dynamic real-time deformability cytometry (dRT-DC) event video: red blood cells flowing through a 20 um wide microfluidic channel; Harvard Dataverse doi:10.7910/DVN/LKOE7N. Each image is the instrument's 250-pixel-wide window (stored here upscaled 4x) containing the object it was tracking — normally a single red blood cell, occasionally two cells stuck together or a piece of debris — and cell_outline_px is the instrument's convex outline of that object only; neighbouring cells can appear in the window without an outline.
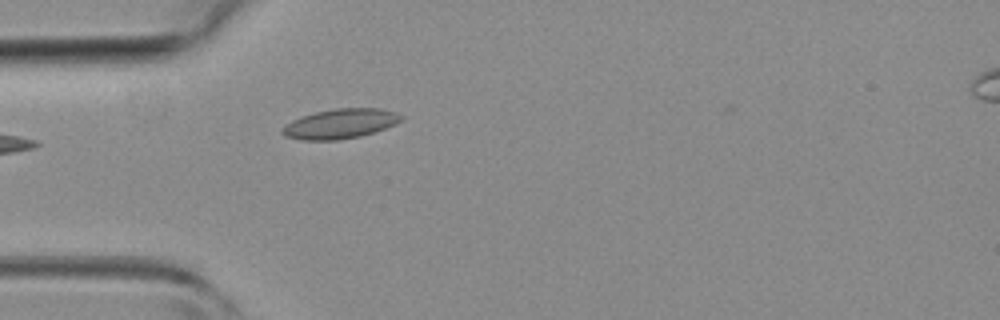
{"species": "common noctule bat (a hibernating species)", "species_latin": "Nyctalus noctula", "temperature_condition": "room temperature", "stored_images_in_passage": 1, "camera_frame_rate_fps": 3000, "um_per_image_px": 0.085, "animal": {"sex": "female", "body_mass_g": 19.3, "forearm_length_mm": 54.1}, "frame": {"image": 1, "passage_image": 1, "time_ms": 0.0, "image_size_px": [1000, 320], "cell_outline_px": [[404, 120], [396, 124], [360, 136], [336, 140], [300, 140], [284, 136], [280, 132], [280, 128], [284, 124], [300, 116], [316, 112], [336, 108], [380, 108], [396, 112], [404, 116]], "centroid_in_image_um": [28.89, 10.51], "position_along_channel_um": 56.1, "area_um2": 20.81}}